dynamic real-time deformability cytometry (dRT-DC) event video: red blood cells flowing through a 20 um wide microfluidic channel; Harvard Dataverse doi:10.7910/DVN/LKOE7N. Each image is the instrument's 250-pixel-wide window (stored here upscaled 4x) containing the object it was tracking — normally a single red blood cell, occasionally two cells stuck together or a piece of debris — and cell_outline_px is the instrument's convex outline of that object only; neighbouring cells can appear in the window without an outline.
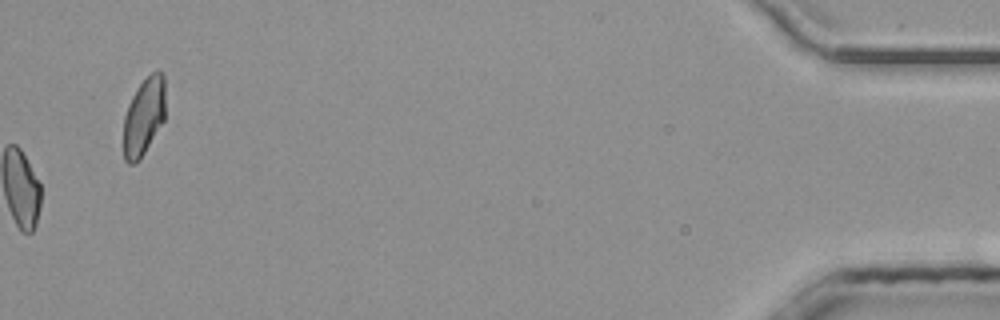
{"species": "common noctule bat (a hibernating species)", "species_latin": "Nyctalus noctula", "temperature_condition": "room temperature", "stored_images_in_passage": 36, "camera_frame_rate_fps": 3000, "um_per_image_px": 0.085, "animal": {"sex": "male", "body_mass_g": 20.4}, "frame": {"image": 1, "passage_image": 36, "time_ms": 11.667, "image_size_px": [1000, 320], "cell_outline_px": [[164, 120], [140, 160], [136, 164], [128, 164], [124, 160], [124, 116], [128, 104], [136, 88], [156, 68], [160, 68], [164, 76]], "centroid_in_image_um": [12.22, 9.9], "position_along_channel_um": 423.0, "area_um2": 19.07}, "authors_computed_cell_mechanics": {"area_um2": 18.5538, "velocity_mm_per_s": 4.1975, "shape_relaxation_time_tau1_ms": null, "shape_relaxation_time_tau2_ms": 4.303, "deformation_change_tau1": null, "deformation_change_tau2": 0.1024}}